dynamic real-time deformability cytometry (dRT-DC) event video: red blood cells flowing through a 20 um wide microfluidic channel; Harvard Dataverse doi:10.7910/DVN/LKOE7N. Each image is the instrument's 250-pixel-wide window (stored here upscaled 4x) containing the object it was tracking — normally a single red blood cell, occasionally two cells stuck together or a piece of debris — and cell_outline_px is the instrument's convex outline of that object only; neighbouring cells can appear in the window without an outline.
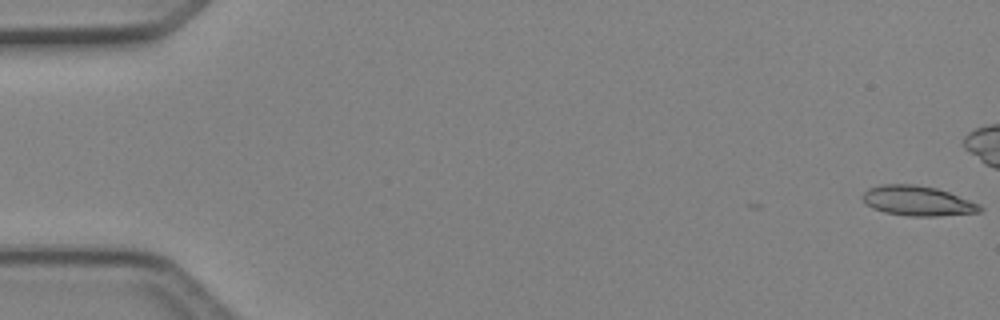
{"species": "Egyptian fruit bat (a non-hibernating species)", "species_latin": "Rousettus aegyptiacus", "temperature_condition": "cold", "stored_images_in_passage": 43, "camera_frame_rate_fps": 3000, "um_per_image_px": 0.085, "animal": {"sex": "female"}, "frame": {"image": 1, "passage_image": 1, "time_ms": 0.0, "image_size_px": [1000, 320], "cell_outline_px": [[984, 208], [980, 212], [936, 216], [908, 216], [884, 212], [872, 208], [864, 204], [860, 196], [868, 188], [880, 184], [916, 184], [936, 188], [948, 192], [980, 204]], "centroid_in_image_um": [77.94, 17.07], "position_along_channel_um": 7.1, "area_um2": 20.63}}
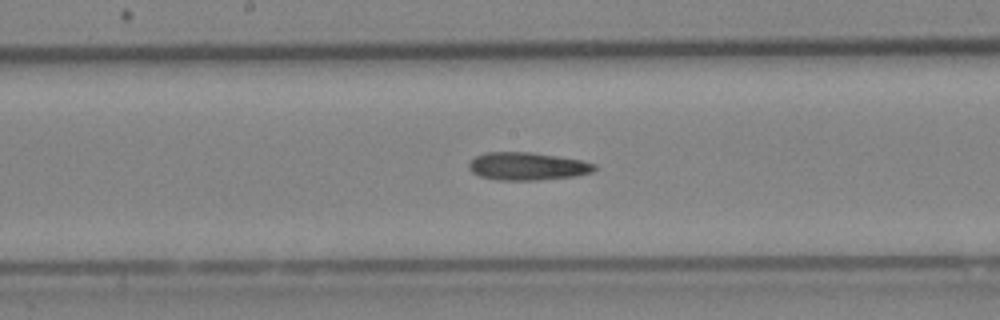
{"frame": {"image": 2, "passage_image": 26, "time_ms": 8.333, "image_size_px": [1000, 320], "cell_outline_px": [[596, 168], [592, 172], [572, 176], [532, 180], [500, 180], [480, 176], [472, 172], [468, 168], [468, 164], [476, 156], [484, 152], [532, 152], [580, 160], [596, 164]], "centroid_in_image_um": [44.79, 14.12], "position_along_channel_um": 203.4, "area_um2": 20.11}}
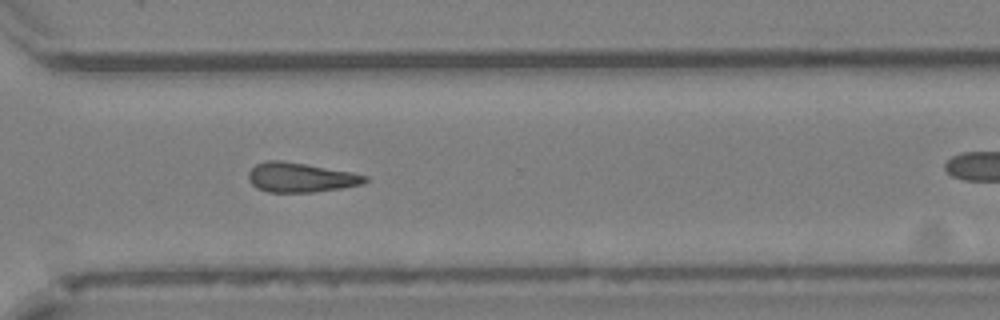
{"frame": {"image": 3, "passage_image": 36, "time_ms": 11.667, "image_size_px": [1000, 320], "cell_outline_px": [[368, 180], [364, 184], [340, 188], [312, 192], [268, 192], [256, 188], [248, 180], [248, 172], [256, 164], [268, 160], [280, 160], [352, 172], [368, 176]], "centroid_in_image_um": [25.54, 15.09], "position_along_channel_um": 345.1, "area_um2": 20.0}}